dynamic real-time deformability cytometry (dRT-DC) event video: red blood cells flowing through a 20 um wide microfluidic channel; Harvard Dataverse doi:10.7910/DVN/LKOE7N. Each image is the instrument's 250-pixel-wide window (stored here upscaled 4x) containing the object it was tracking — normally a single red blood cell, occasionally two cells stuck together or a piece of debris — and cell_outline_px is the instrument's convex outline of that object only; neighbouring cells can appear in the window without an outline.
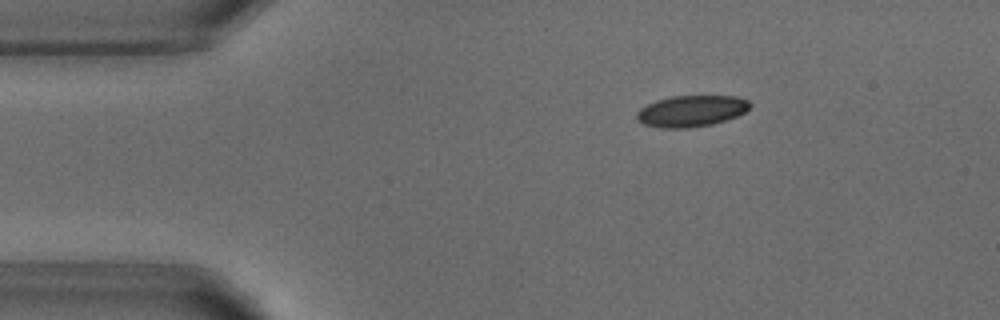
{"species": "common noctule bat (a hibernating species)", "species_latin": "Nyctalus noctula", "temperature_condition": "warm", "stored_images_in_passage": 45, "camera_frame_rate_fps": 3000, "um_per_image_px": 0.085, "animal": {"sex": "male", "body_mass_g": 18.8}, "frame": {"image": 1, "passage_image": 1, "time_ms": 0.0, "image_size_px": [1000, 320], "cell_outline_px": [[752, 104], [744, 112], [736, 116], [712, 124], [688, 128], [660, 128], [644, 124], [636, 120], [636, 112], [640, 108], [656, 100], [672, 96], [736, 96], [748, 100]], "centroid_in_image_um": [58.73, 9.44], "position_along_channel_um": 26.3, "area_um2": 20.63}}
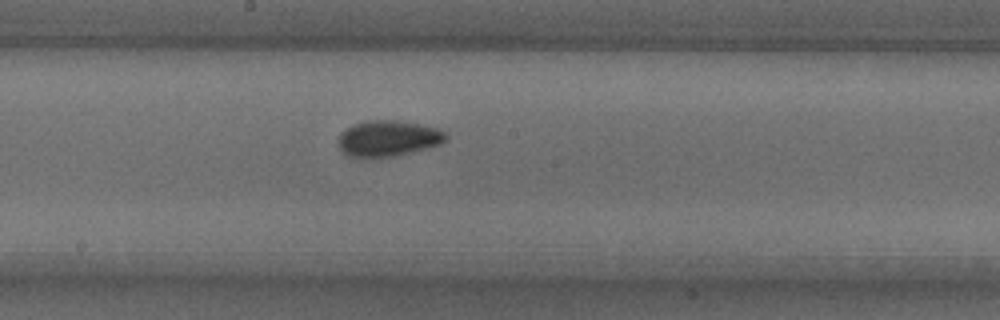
{"frame": {"image": 2, "passage_image": 20, "time_ms": 6.333, "image_size_px": [1000, 320], "cell_outline_px": [[448, 136], [440, 144], [396, 156], [348, 156], [340, 148], [340, 132], [352, 124], [364, 120], [396, 120], [440, 128]], "centroid_in_image_um": [33.0, 11.73], "position_along_channel_um": 215.2, "area_um2": 22.2}}
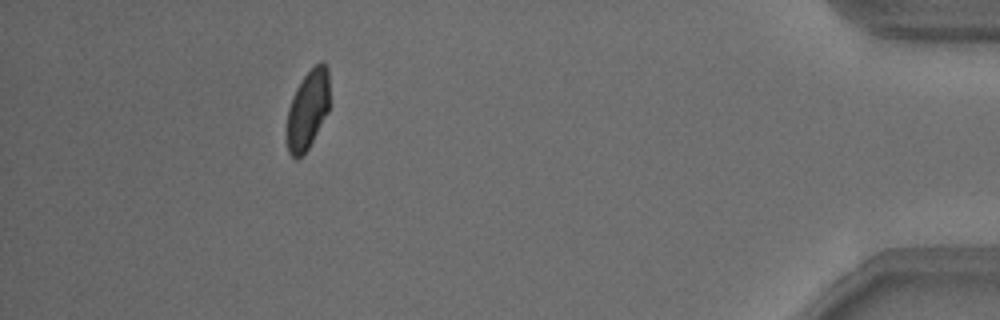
{"frame": {"image": 3, "passage_image": 40, "time_ms": 13.0, "image_size_px": [1000, 320], "cell_outline_px": [[328, 112], [308, 148], [296, 160], [288, 152], [288, 108], [292, 96], [296, 88], [304, 76], [320, 60], [328, 68]], "centroid_in_image_um": [26.16, 9.3], "position_along_channel_um": 409.0, "area_um2": 19.25}, "authors_computed_cell_mechanics": {"area_um2": 21.097, "velocity_mm_per_s": 3.8094, "shape_relaxation_time_tau1_ms": 2.8495, "shape_relaxation_time_tau2_ms": 1.4323, "deformation_change_tau1": 0.1072, "deformation_change_tau2": 0.0532}}